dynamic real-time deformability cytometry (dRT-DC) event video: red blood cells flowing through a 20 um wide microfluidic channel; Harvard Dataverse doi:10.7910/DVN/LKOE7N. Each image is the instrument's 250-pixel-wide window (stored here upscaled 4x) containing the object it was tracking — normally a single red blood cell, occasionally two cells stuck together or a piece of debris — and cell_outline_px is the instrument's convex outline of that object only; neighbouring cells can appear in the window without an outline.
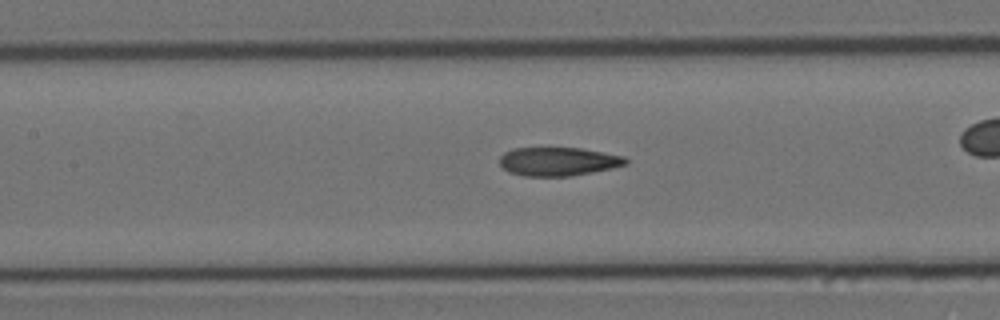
{"species": "Egyptian fruit bat (a non-hibernating species)", "species_latin": "Rousettus aegyptiacus", "temperature_condition": "cold", "stored_images_in_passage": 50, "camera_frame_rate_fps": 3000, "um_per_image_px": 0.085, "animal": {"sex": "female"}, "frame": {"image": 1, "passage_image": 22, "time_ms": 7.0, "image_size_px": [1000, 320], "cell_outline_px": [[628, 164], [612, 168], [572, 176], [524, 176], [508, 172], [500, 164], [500, 156], [504, 152], [512, 148], [580, 148], [624, 156], [628, 160]], "centroid_in_image_um": [47.44, 13.73], "position_along_channel_um": 160.0, "area_um2": 21.04}}
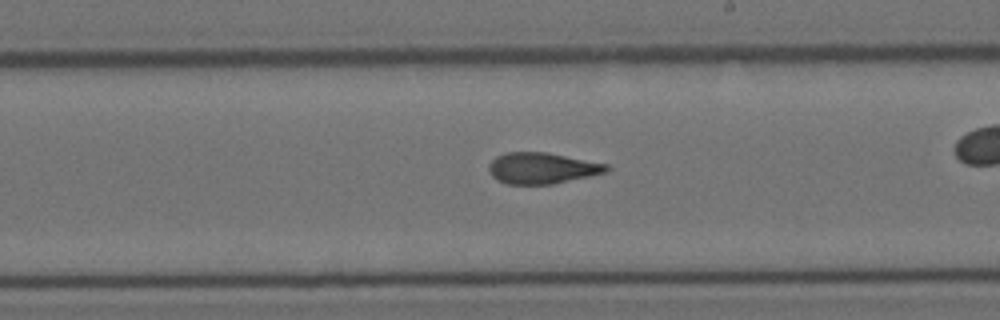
{"frame": {"image": 2, "passage_image": 29, "time_ms": 9.333, "image_size_px": [1000, 320], "cell_outline_px": [[612, 168], [608, 172], [552, 184], [508, 184], [496, 180], [492, 176], [488, 168], [492, 160], [496, 156], [508, 152], [548, 152], [608, 164]], "centroid_in_image_um": [46.1, 14.29], "position_along_channel_um": 242.9, "area_um2": 21.44}}
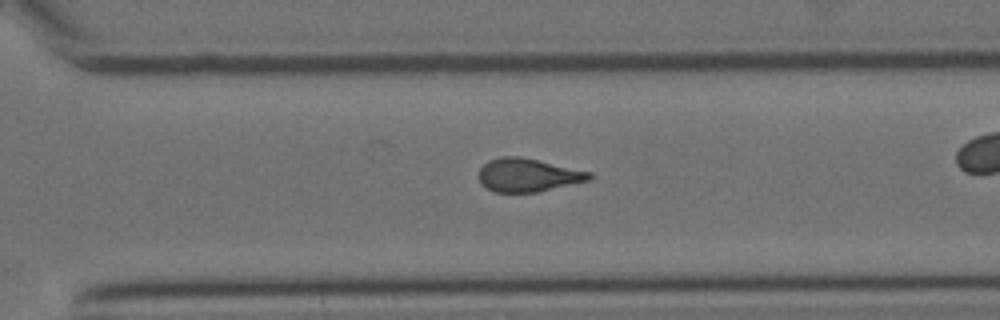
{"frame": {"image": 3, "passage_image": 36, "time_ms": 11.667, "image_size_px": [1000, 320], "cell_outline_px": [[592, 176], [588, 180], [536, 192], [492, 192], [480, 184], [480, 168], [488, 160], [500, 156], [520, 156], [592, 172]], "centroid_in_image_um": [44.83, 14.87], "position_along_channel_um": 325.8, "area_um2": 21.33}}